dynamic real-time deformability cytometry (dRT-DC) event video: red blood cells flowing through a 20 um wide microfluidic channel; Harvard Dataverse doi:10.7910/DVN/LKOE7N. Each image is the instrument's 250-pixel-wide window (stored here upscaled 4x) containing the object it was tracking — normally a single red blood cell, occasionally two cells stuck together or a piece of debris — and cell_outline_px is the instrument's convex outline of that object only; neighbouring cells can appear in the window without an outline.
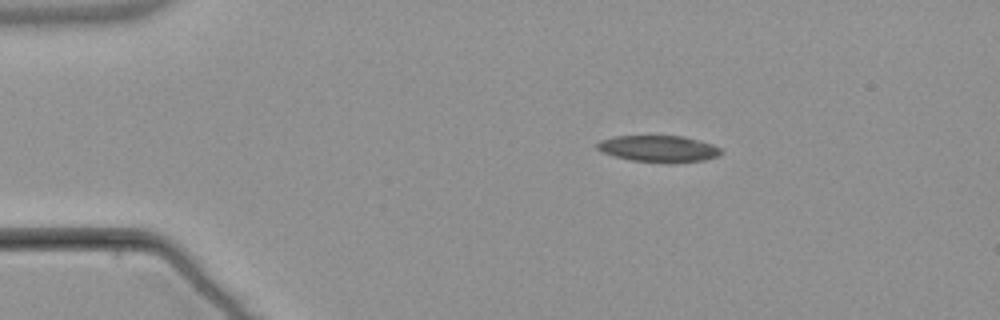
{"species": "common noctule bat (a hibernating species)", "species_latin": "Nyctalus noctula", "temperature_condition": "warm", "stored_images_in_passage": 4, "camera_frame_rate_fps": 3000, "um_per_image_px": 0.085, "animal": {"sex": "male", "body_mass_g": 21.5, "forearm_length_mm": 52.0}, "frame": {"image": 1, "passage_image": 2, "time_ms": 1.333, "image_size_px": [1000, 320], "cell_outline_px": [[724, 152], [720, 156], [704, 160], [632, 160], [616, 156], [604, 152], [596, 148], [596, 144], [600, 140], [612, 136], [684, 136], [700, 140], [712, 144], [720, 148]], "centroid_in_image_um": [55.99, 12.59], "position_along_channel_um": 29.0, "area_um2": 18.38}}